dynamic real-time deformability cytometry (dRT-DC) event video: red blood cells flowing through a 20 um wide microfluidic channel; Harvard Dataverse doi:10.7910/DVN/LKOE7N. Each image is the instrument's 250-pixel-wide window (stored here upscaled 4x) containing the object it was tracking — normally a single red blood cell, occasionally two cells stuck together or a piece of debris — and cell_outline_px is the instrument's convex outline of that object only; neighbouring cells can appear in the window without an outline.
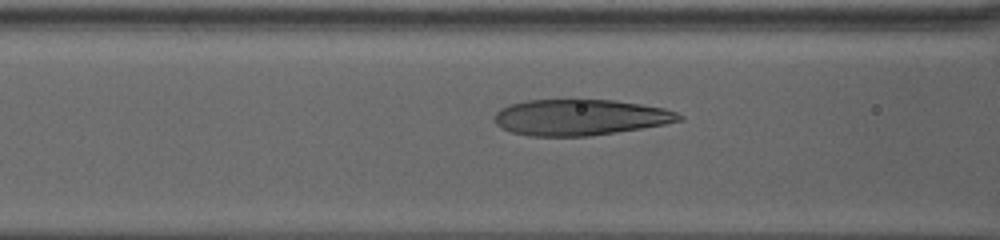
{"species": "human", "species_latin": "Homo sapiens", "temperature_condition": "warm", "stored_images_in_passage": 73, "camera_frame_rate_fps": 3000, "um_per_image_px": 0.085, "donor": {"sex": "female"}, "frame": {"image": 1, "passage_image": 32, "time_ms": 10.333, "image_size_px": [1000, 240], "cell_outline_px": [[684, 120], [664, 124], [616, 132], [588, 136], [532, 136], [512, 132], [500, 128], [496, 124], [492, 116], [500, 108], [508, 104], [528, 100], [612, 100], [640, 104], [664, 108], [676, 112], [684, 116]], "centroid_in_image_um": [49.27, 9.97], "position_along_channel_um": 117.3, "area_um2": 38.73}}
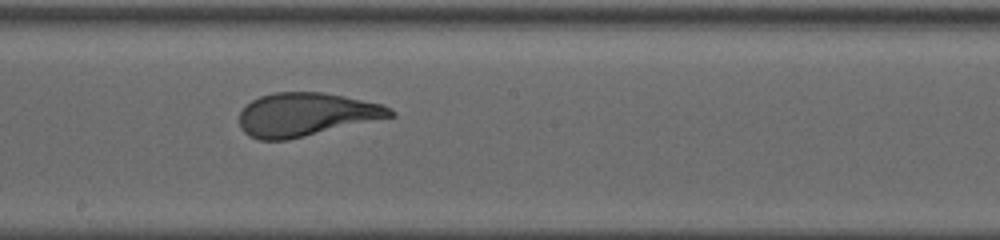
{"frame": {"image": 2, "passage_image": 43, "time_ms": 14.0, "image_size_px": [1000, 240], "cell_outline_px": [[396, 116], [288, 140], [260, 140], [248, 136], [240, 128], [240, 112], [252, 100], [260, 96], [272, 92], [320, 92], [344, 96], [380, 104], [396, 112]], "centroid_in_image_um": [26.0, 9.74], "position_along_channel_um": 222.2, "area_um2": 38.09}}
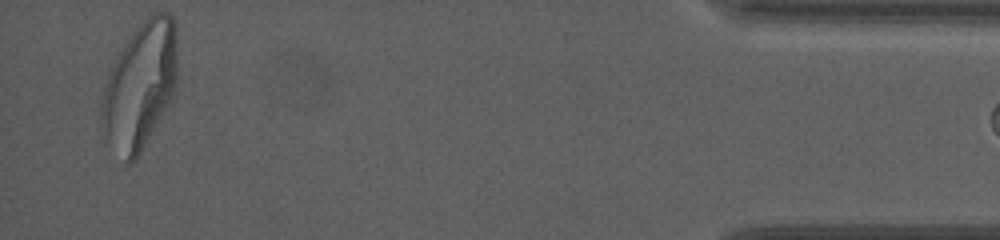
{"frame": {"image": 3, "passage_image": 71, "time_ms": 23.333, "image_size_px": [1000, 240], "cell_outline_px": [[176, 84], [172, 100], [136, 160], [132, 164], [128, 164], [104, 136], [100, 124], [100, 100], [104, 84], [120, 52], [128, 40], [140, 24], [152, 12], [168, 12], [172, 16], [176, 24]], "centroid_in_image_um": [11.91, 7.31], "position_along_channel_um": 423.3, "area_um2": 55.78}}